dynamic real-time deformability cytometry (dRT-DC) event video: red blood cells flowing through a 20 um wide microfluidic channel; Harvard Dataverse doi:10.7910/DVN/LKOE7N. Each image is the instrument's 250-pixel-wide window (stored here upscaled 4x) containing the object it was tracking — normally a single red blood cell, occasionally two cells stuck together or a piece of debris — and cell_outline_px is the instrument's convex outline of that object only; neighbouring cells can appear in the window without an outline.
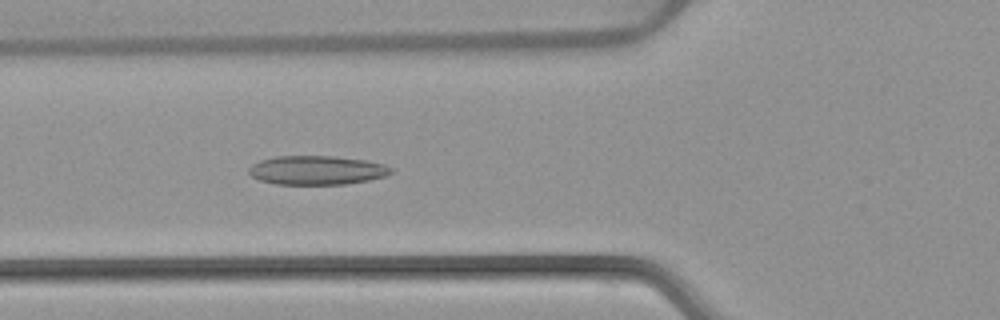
{"species": "common noctule bat (a hibernating species)", "species_latin": "Nyctalus noctula", "temperature_condition": "warm", "stored_images_in_passage": 43, "camera_frame_rate_fps": 3000, "um_per_image_px": 0.085, "animal": {"sex": "female", "body_mass_g": 22.7, "forearm_length_mm": 54.2}, "frame": {"image": 1, "passage_image": 14, "time_ms": 4.333, "image_size_px": [1000, 320], "cell_outline_px": [[392, 172], [384, 176], [368, 180], [344, 184], [276, 184], [260, 180], [252, 176], [248, 172], [248, 168], [252, 164], [260, 160], [276, 156], [332, 156], [364, 160], [384, 164], [392, 168]], "centroid_in_image_um": [26.9, 14.46], "position_along_channel_um": 98.9, "area_um2": 23.87}}
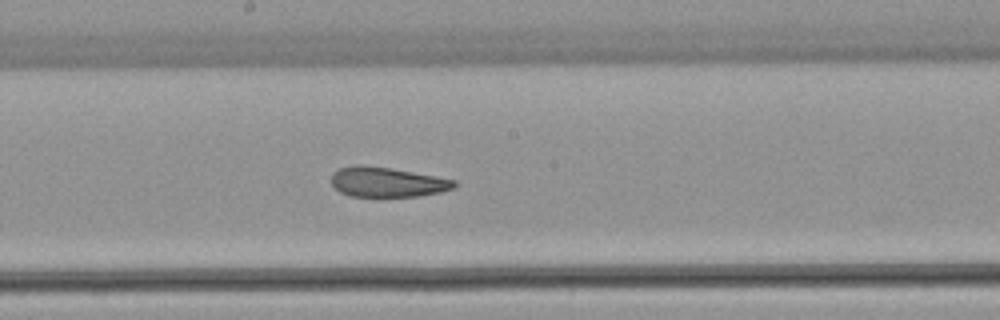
{"frame": {"image": 2, "passage_image": 23, "time_ms": 7.333, "image_size_px": [1000, 320], "cell_outline_px": [[456, 184], [452, 188], [440, 192], [416, 196], [380, 200], [348, 196], [340, 192], [332, 184], [332, 172], [340, 168], [352, 164], [364, 164], [392, 168], [436, 176], [456, 180]], "centroid_in_image_um": [32.85, 15.51], "position_along_channel_um": 215.4, "area_um2": 22.43}}
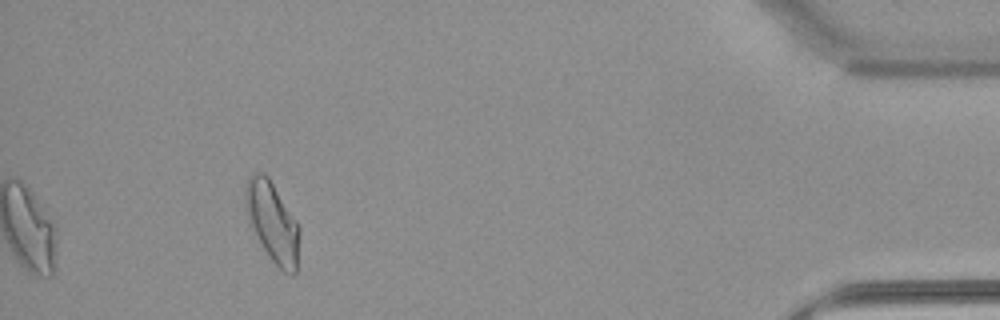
{"frame": {"image": 3, "passage_image": 43, "time_ms": 14.0, "image_size_px": [1000, 320], "cell_outline_px": [[300, 232], [296, 272], [292, 276], [284, 272], [272, 260], [264, 248], [248, 220], [244, 200], [244, 188], [248, 176], [252, 172], [264, 172], [268, 176], [296, 220], [300, 228]], "centroid_in_image_um": [23.15, 18.83], "position_along_channel_um": 412.1, "area_um2": 25.14}, "authors_computed_cell_mechanics": {"area_um2": 23.409, "velocity_mm_per_s": 3.8709, "shape_relaxation_time_tau1_ms": null, "shape_relaxation_time_tau2_ms": 2.5355, "deformation_change_tau1": null, "deformation_change_tau2": 0.1097}}